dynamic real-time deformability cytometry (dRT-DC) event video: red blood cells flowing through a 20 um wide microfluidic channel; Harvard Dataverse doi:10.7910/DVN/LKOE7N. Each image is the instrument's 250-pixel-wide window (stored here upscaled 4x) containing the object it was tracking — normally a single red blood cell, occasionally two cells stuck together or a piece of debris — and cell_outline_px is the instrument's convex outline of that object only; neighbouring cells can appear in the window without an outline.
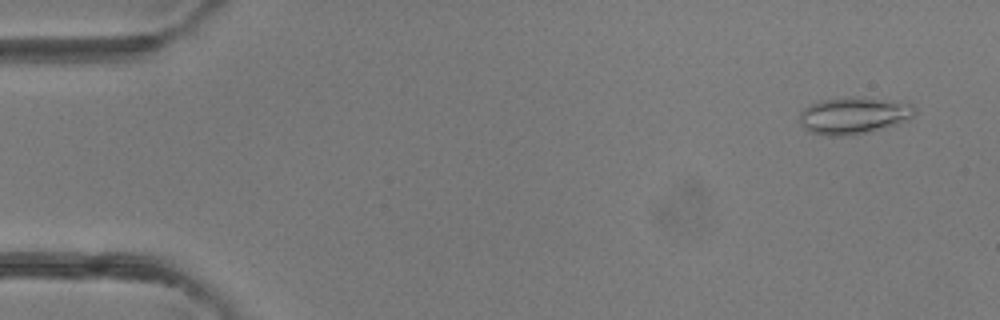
{"species": "common noctule bat (a hibernating species)", "species_latin": "Nyctalus noctula", "temperature_condition": "room temperature", "stored_images_in_passage": 4, "camera_frame_rate_fps": 3000, "um_per_image_px": 0.085, "animal": {"sex": "female"}, "frame": {"image": 1, "passage_image": 1, "time_ms": 0.0, "image_size_px": [1000, 320], "cell_outline_px": [[916, 112], [908, 120], [896, 124], [852, 136], [828, 136], [808, 132], [800, 124], [800, 112], [808, 104], [820, 100], [856, 96], [908, 100], [916, 108]], "centroid_in_image_um": [72.6, 9.79], "position_along_channel_um": 12.4, "area_um2": 25.55}}